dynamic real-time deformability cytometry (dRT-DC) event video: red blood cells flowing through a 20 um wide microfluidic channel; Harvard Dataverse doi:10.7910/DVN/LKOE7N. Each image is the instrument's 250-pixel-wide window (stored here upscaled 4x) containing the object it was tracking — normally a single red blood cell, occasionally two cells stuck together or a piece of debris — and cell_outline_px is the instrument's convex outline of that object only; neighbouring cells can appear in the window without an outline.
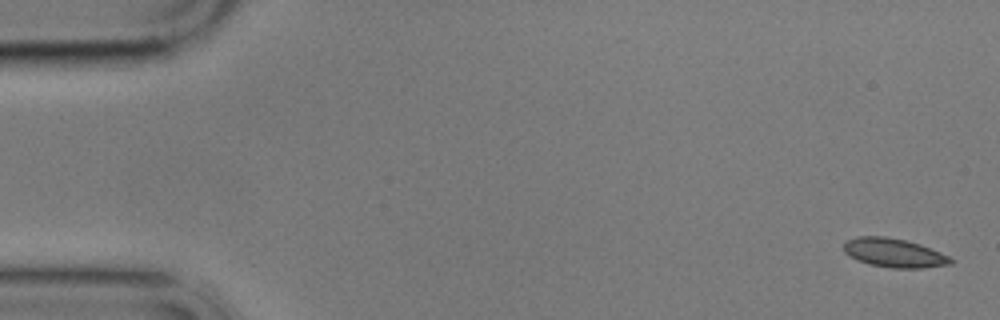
{"species": "common noctule bat (a hibernating species)", "species_latin": "Nyctalus noctula", "temperature_condition": "cold", "stored_images_in_passage": 5, "camera_frame_rate_fps": 3000, "um_per_image_px": 0.085, "animal": {"sex": "male", "body_mass_g": 17.9}, "frame": {"image": 1, "passage_image": 1, "time_ms": 0.0, "image_size_px": [1000, 320], "cell_outline_px": [[956, 260], [952, 264], [920, 268], [892, 268], [868, 264], [856, 260], [844, 252], [844, 244], [848, 240], [856, 236], [884, 236], [904, 240], [920, 244], [940, 252]], "centroid_in_image_um": [76.0, 21.5], "position_along_channel_um": 9.0, "area_um2": 18.03}}
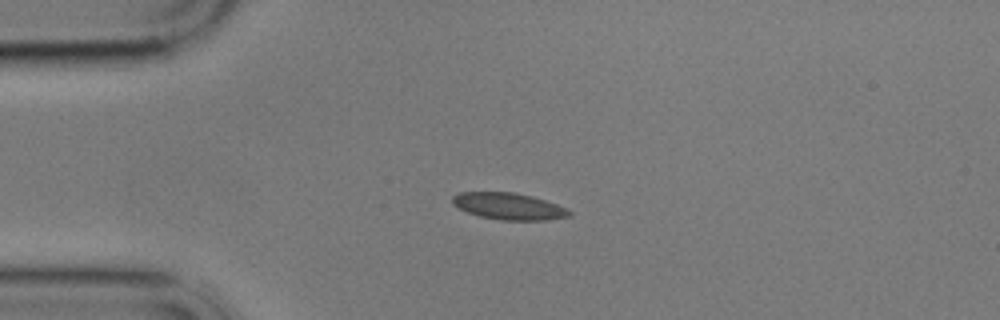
{"frame": {"image": 2, "passage_image": 4, "time_ms": 4.0, "image_size_px": [1000, 320], "cell_outline_px": [[572, 216], [544, 220], [500, 220], [480, 216], [468, 212], [452, 204], [452, 196], [460, 192], [512, 192], [532, 196], [568, 208], [572, 212]], "centroid_in_image_um": [43.26, 17.53], "position_along_channel_um": 41.7, "area_um2": 18.15}}